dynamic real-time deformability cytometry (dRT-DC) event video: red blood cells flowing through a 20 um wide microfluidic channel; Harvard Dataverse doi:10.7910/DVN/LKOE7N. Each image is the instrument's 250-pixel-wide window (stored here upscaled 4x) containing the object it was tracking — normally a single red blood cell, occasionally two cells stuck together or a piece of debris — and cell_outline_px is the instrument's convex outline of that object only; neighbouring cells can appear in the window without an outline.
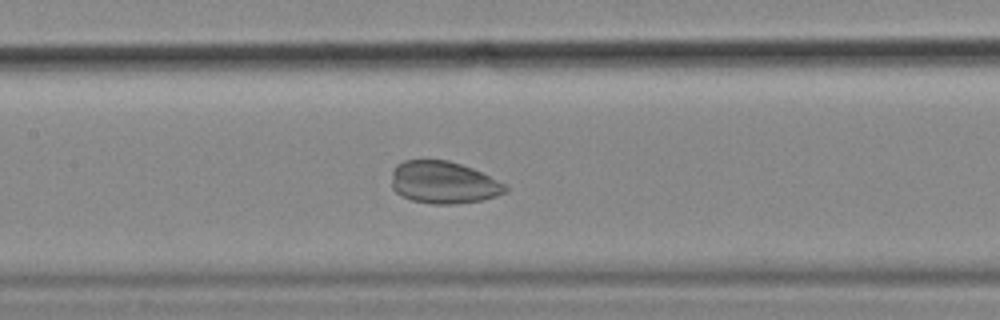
{"species": "common noctule bat (a hibernating species)", "species_latin": "Nyctalus noctula", "temperature_condition": "cold", "stored_images_in_passage": 47, "camera_frame_rate_fps": 3000, "um_per_image_px": 0.085, "animal": {"sex": "female", "body_mass_g": 18.4}, "frame": {"image": 1, "passage_image": 27, "time_ms": 8.667, "image_size_px": [1000, 320], "cell_outline_px": [[508, 192], [496, 196], [480, 200], [452, 204], [432, 204], [412, 200], [396, 192], [392, 188], [392, 172], [396, 164], [404, 160], [448, 160], [472, 168], [504, 184], [508, 188]], "centroid_in_image_um": [37.67, 15.5], "position_along_channel_um": 169.7, "area_um2": 27.8}}